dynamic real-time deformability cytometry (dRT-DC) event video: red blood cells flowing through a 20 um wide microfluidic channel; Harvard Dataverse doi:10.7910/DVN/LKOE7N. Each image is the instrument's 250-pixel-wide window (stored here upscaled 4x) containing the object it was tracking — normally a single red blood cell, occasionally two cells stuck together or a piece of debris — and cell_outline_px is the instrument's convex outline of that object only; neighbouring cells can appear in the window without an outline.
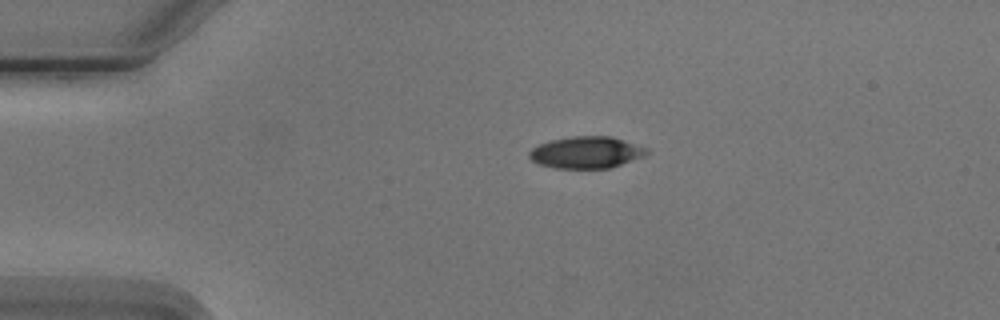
{"species": "Egyptian fruit bat (a non-hibernating species)", "species_latin": "Rousettus aegyptiacus", "temperature_condition": "cold", "stored_images_in_passage": 2, "camera_frame_rate_fps": 3000, "um_per_image_px": 0.085, "animal": {"sex": "male"}, "frame": {"image": 1, "passage_image": 1, "time_ms": 0.0, "image_size_px": [1000, 320], "cell_outline_px": [[648, 152], [644, 156], [608, 168], [552, 168], [540, 164], [532, 160], [528, 156], [528, 152], [532, 148], [540, 144], [552, 140], [572, 136], [612, 136], [648, 148]], "centroid_in_image_um": [49.82, 12.95], "position_along_channel_um": 35.2, "area_um2": 21.62}}